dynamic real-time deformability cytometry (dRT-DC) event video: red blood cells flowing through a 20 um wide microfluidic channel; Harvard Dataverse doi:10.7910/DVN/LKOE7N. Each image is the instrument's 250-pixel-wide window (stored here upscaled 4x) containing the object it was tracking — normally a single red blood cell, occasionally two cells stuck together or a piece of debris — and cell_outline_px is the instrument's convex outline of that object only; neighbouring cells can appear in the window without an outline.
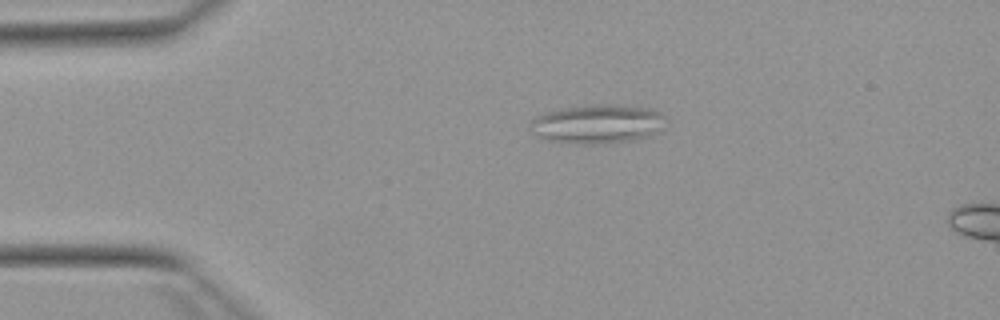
{"species": "Egyptian fruit bat (a non-hibernating species)", "species_latin": "Rousettus aegyptiacus", "temperature_condition": "warm", "stored_images_in_passage": 5, "camera_frame_rate_fps": 3000, "um_per_image_px": 0.085, "animal": {"sex": "female"}, "frame": {"image": 1, "passage_image": 1, "time_ms": 0.0, "image_size_px": [1000, 320], "cell_outline_px": [[664, 116], [652, 132], [644, 136], [632, 140], [604, 144], [580, 144], [548, 140], [536, 136], [528, 124], [536, 116], [548, 112], [568, 108], [596, 104], [608, 104], [648, 108]], "centroid_in_image_um": [50.65, 10.55], "position_along_channel_um": 34.4, "area_um2": 29.71}}